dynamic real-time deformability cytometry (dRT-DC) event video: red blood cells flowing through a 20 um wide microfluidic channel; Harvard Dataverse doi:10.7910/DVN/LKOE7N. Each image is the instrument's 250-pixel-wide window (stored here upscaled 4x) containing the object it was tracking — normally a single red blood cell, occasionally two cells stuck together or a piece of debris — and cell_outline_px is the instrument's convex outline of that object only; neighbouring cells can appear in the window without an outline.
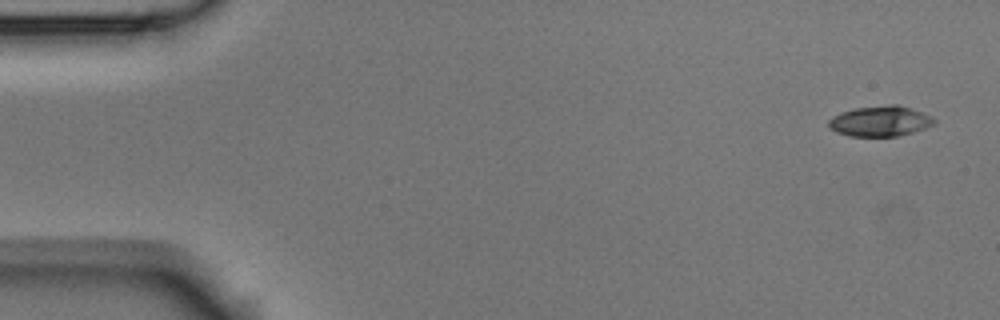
{"species": "Egyptian fruit bat (a non-hibernating species)", "species_latin": "Rousettus aegyptiacus", "temperature_condition": "room temperature", "stored_images_in_passage": 9, "camera_frame_rate_fps": 3000, "um_per_image_px": 0.085, "animal": {"sex": "male"}, "frame": {"image": 1, "passage_image": 1, "time_ms": 0.0, "image_size_px": [1000, 320], "cell_outline_px": [[936, 120], [932, 124], [924, 128], [912, 132], [896, 136], [848, 136], [836, 132], [828, 124], [828, 120], [832, 116], [840, 112], [856, 108], [888, 104], [900, 104], [920, 112]], "centroid_in_image_um": [74.76, 10.29], "position_along_channel_um": 10.2, "area_um2": 18.5}}
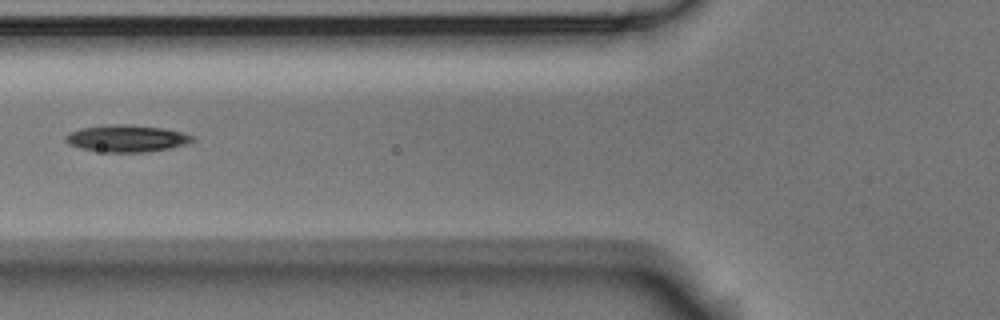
{"frame": {"image": 2, "passage_image": 6, "time_ms": 6.333, "image_size_px": [1000, 320], "cell_outline_px": [[196, 140], [188, 144], [168, 148], [144, 152], [104, 152], [80, 148], [68, 144], [64, 140], [64, 136], [68, 132], [80, 128], [108, 124], [128, 124], [164, 128], [196, 136]], "centroid_in_image_um": [10.75, 11.76], "position_along_channel_um": 115.0, "area_um2": 20.17}}
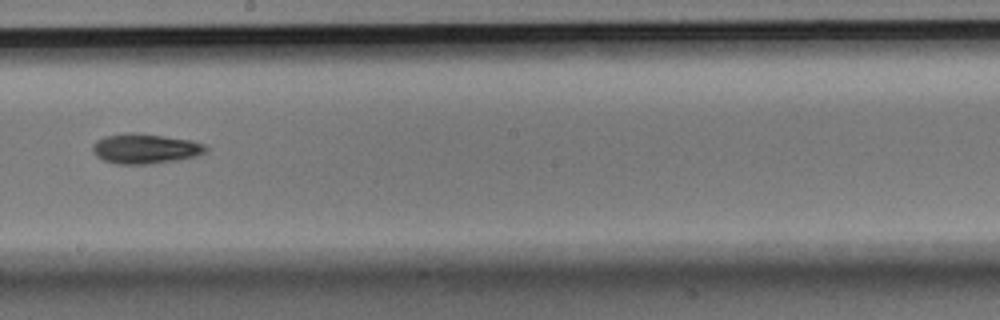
{"frame": {"image": 3, "passage_image": 9, "time_ms": 9.667, "image_size_px": [1000, 320], "cell_outline_px": [[208, 148], [204, 152], [192, 156], [172, 160], [144, 164], [116, 164], [104, 160], [96, 156], [92, 152], [92, 144], [96, 140], [104, 136], [124, 132], [136, 132], [192, 140], [204, 144]], "centroid_in_image_um": [12.25, 12.61], "position_along_channel_um": 235.9, "area_um2": 19.65}}